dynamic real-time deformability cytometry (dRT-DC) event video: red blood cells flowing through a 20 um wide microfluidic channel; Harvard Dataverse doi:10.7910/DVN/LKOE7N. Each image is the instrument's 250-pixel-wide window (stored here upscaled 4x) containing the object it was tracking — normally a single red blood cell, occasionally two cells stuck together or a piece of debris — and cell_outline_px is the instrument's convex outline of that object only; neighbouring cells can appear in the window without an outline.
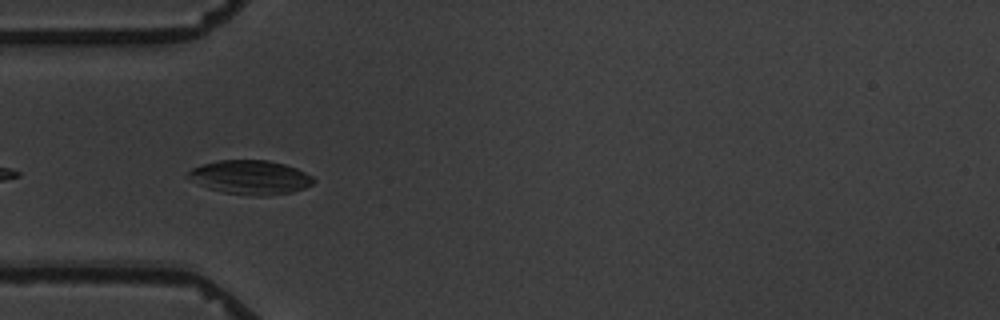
{"species": "common noctule bat (a hibernating species)", "species_latin": "Nyctalus noctula", "temperature_condition": "warm", "stored_images_in_passage": 5, "camera_frame_rate_fps": 3000, "um_per_image_px": 0.085, "animal": {"sex": "male", "body_mass_g": 19.5, "forearm_length_mm": 54.6}, "frame": {"image": 1, "passage_image": 4, "time_ms": 3.333, "image_size_px": [1000, 320], "cell_outline_px": [[316, 180], [312, 184], [304, 188], [292, 192], [264, 196], [252, 196], [224, 192], [208, 188], [188, 180], [184, 176], [192, 168], [216, 160], [268, 160], [284, 164], [296, 168], [312, 176]], "centroid_in_image_um": [21.25, 15.07], "position_along_channel_um": 63.8, "area_um2": 25.03}}
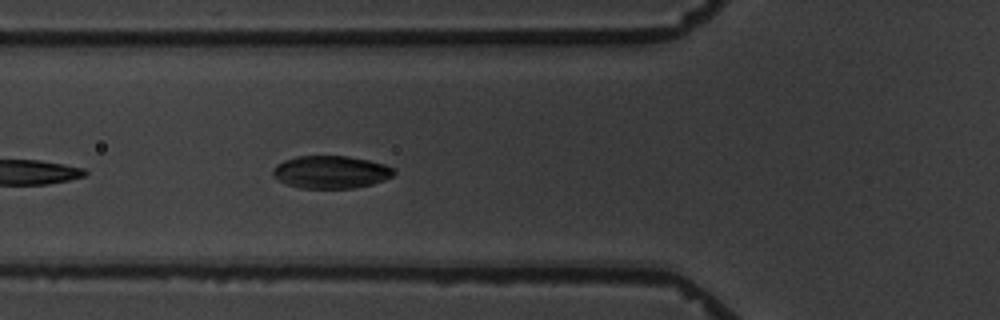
{"frame": {"image": 2, "passage_image": 5, "time_ms": 4.333, "image_size_px": [1000, 320], "cell_outline_px": [[396, 172], [392, 176], [384, 180], [372, 184], [352, 188], [300, 188], [288, 184], [272, 176], [272, 168], [276, 164], [284, 160], [296, 156], [348, 156], [368, 160], [384, 164], [396, 168]], "centroid_in_image_um": [28.13, 14.61], "position_along_channel_um": 97.7, "area_um2": 23.12}}